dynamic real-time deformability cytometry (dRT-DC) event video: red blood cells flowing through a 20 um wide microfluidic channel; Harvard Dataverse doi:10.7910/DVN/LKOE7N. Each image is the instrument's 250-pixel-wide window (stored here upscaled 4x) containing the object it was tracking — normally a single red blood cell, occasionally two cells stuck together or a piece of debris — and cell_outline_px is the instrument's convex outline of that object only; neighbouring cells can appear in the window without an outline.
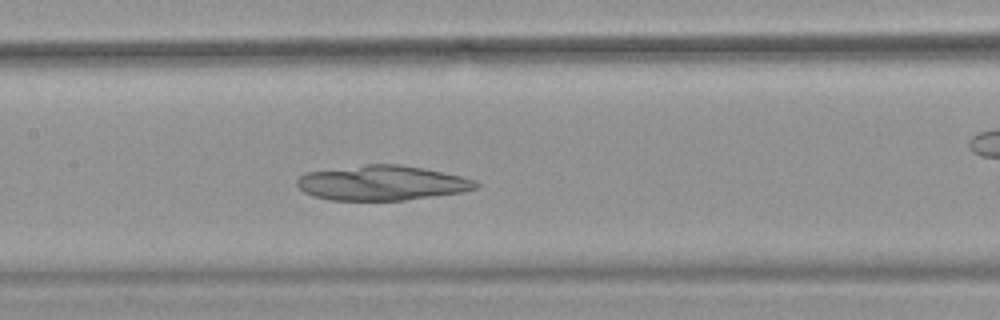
{"species": "common noctule bat (a hibernating species)", "species_latin": "Nyctalus noctula", "temperature_condition": "warm", "stored_images_in_passage": 49, "camera_frame_rate_fps": 3000, "um_per_image_px": 0.085, "animal": {"sex": "female", "body_mass_g": 18.4}, "frame": {"image": 1, "passage_image": 22, "time_ms": 7.0, "image_size_px": [1000, 320], "cell_outline_px": [[480, 184], [476, 188], [460, 192], [404, 200], [332, 200], [312, 196], [304, 192], [296, 184], [296, 180], [304, 172], [368, 164], [400, 164], [424, 168], [460, 176], [476, 180]], "centroid_in_image_um": [32.43, 15.54], "position_along_channel_um": 175.0, "area_um2": 36.24}}
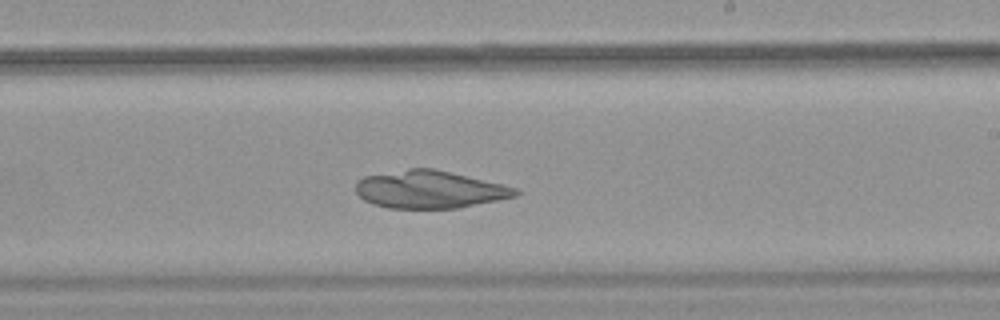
{"frame": {"image": 2, "passage_image": 28, "time_ms": 9.0, "image_size_px": [1000, 320], "cell_outline_px": [[520, 192], [516, 196], [456, 208], [388, 208], [364, 200], [356, 192], [356, 180], [364, 176], [408, 168], [432, 168], [500, 184], [516, 188]], "centroid_in_image_um": [36.46, 16.1], "position_along_channel_um": 252.5, "area_um2": 34.51}}